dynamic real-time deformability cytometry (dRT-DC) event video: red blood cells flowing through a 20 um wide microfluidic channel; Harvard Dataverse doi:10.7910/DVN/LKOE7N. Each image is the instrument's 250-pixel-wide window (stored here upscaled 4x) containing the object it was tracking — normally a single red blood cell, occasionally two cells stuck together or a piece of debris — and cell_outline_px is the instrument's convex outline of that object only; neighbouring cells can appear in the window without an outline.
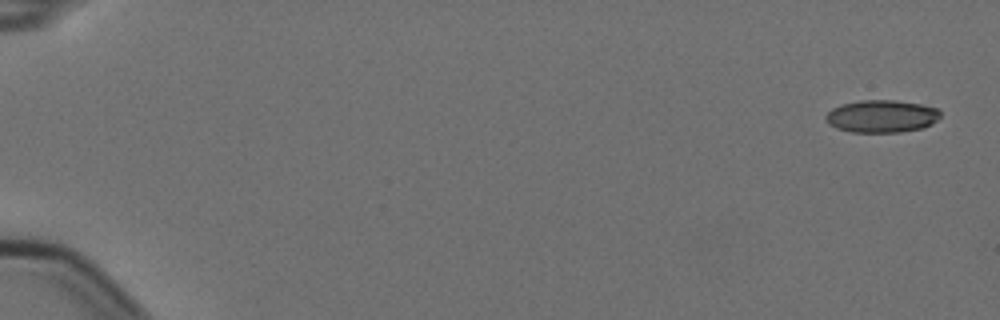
{"species": "Egyptian fruit bat (a non-hibernating species)", "species_latin": "Rousettus aegyptiacus", "temperature_condition": "cold", "stored_images_in_passage": 6, "camera_frame_rate_fps": 3000, "um_per_image_px": 0.085, "animal": {"sex": "female"}, "frame": {"image": 1, "passage_image": 1, "time_ms": 0.0, "image_size_px": [1000, 320], "cell_outline_px": [[940, 116], [932, 124], [924, 128], [900, 132], [852, 132], [836, 128], [828, 124], [824, 120], [824, 116], [832, 108], [840, 104], [860, 100], [896, 100], [920, 104], [936, 108], [940, 112]], "centroid_in_image_um": [74.9, 9.88], "position_along_channel_um": 10.1, "area_um2": 21.91}}
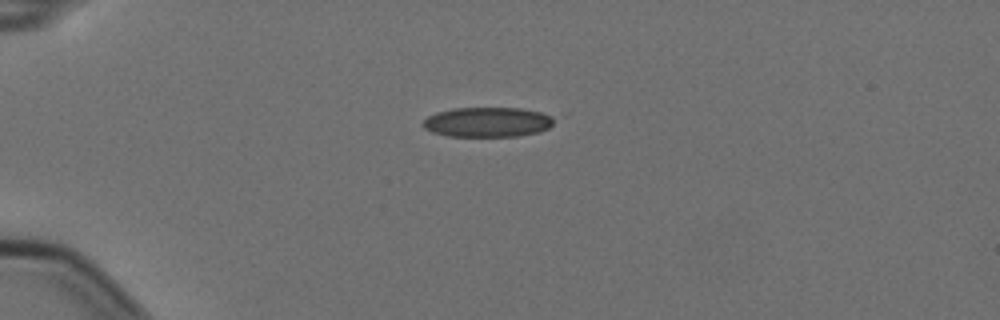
{"frame": {"image": 2, "passage_image": 5, "time_ms": 1.333, "image_size_px": [1000, 320], "cell_outline_px": [[552, 124], [548, 128], [540, 132], [516, 136], [448, 136], [432, 132], [424, 128], [420, 124], [428, 116], [436, 112], [452, 108], [520, 108], [540, 112], [548, 116], [552, 120]], "centroid_in_image_um": [41.37, 10.38], "position_along_channel_um": 43.6, "area_um2": 22.66}}